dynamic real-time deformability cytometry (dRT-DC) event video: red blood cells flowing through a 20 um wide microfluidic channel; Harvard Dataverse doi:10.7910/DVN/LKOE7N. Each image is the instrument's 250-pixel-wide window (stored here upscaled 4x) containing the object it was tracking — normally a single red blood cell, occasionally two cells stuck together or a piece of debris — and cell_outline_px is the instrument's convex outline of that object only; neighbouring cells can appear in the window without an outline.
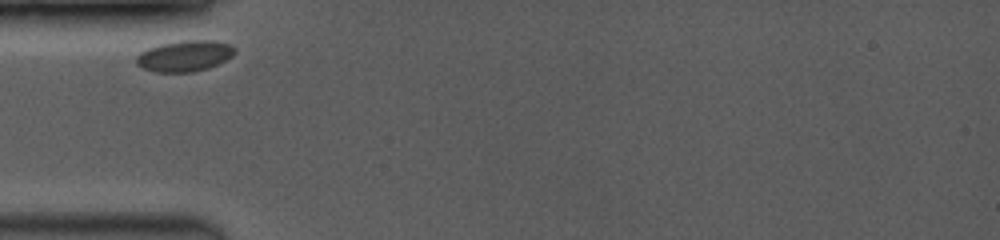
{"species": "common noctule bat (a hibernating species)", "species_latin": "Nyctalus noctula", "temperature_condition": "room temperature", "stored_images_in_passage": 7, "camera_frame_rate_fps": 3500, "um_per_image_px": 0.085, "animal": {"sex": "female", "body_mass_g": 19.0, "forearm_length_mm": 53.3}, "frame": {"image": 1, "passage_image": 1, "time_ms": 0.0, "image_size_px": [1000, 240], "cell_outline_px": [[236, 52], [232, 56], [208, 68], [192, 72], [156, 72], [144, 68], [136, 64], [136, 56], [140, 52], [148, 48], [160, 44], [184, 40], [212, 40], [228, 44], [236, 48]], "centroid_in_image_um": [15.68, 4.75], "position_along_channel_um": 69.3, "area_um2": 17.69}}
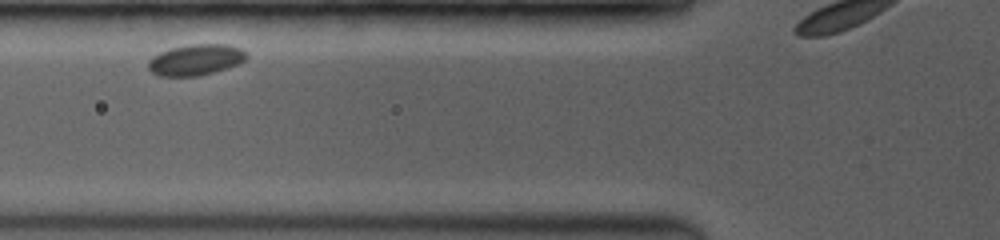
{"frame": {"image": 2, "passage_image": 4, "time_ms": 1.143, "image_size_px": [1000, 240], "cell_outline_px": [[248, 56], [240, 64], [228, 68], [200, 76], [160, 76], [152, 72], [148, 68], [148, 60], [152, 56], [160, 52], [172, 48], [188, 44], [228, 44], [240, 48]], "centroid_in_image_um": [16.64, 5.08], "position_along_channel_um": 109.2, "area_um2": 17.86}}